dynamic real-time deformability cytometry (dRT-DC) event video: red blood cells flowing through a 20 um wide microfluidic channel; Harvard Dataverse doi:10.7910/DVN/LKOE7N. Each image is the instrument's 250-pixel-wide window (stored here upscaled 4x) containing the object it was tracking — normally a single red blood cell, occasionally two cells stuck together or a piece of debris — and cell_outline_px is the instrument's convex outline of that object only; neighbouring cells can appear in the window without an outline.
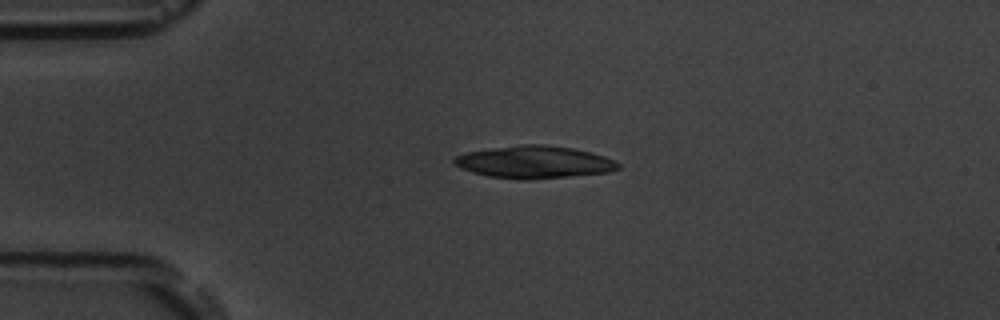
{"species": "common noctule bat (a hibernating species)", "species_latin": "Nyctalus noctula", "temperature_condition": "room temperature", "stored_images_in_passage": 2, "camera_frame_rate_fps": 3000, "um_per_image_px": 0.085, "animal": {"sex": "male", "body_mass_g": 19.5, "forearm_length_mm": 54.6}, "frame": {"image": 1, "passage_image": 1, "time_ms": 0.0, "image_size_px": [1000, 320], "cell_outline_px": [[620, 168], [608, 172], [528, 180], [520, 180], [488, 176], [472, 172], [460, 168], [452, 160], [456, 156], [464, 152], [520, 144], [544, 144], [572, 148], [592, 152], [604, 156], [620, 164]], "centroid_in_image_um": [45.38, 13.77], "position_along_channel_um": 39.6, "area_um2": 30.98}}